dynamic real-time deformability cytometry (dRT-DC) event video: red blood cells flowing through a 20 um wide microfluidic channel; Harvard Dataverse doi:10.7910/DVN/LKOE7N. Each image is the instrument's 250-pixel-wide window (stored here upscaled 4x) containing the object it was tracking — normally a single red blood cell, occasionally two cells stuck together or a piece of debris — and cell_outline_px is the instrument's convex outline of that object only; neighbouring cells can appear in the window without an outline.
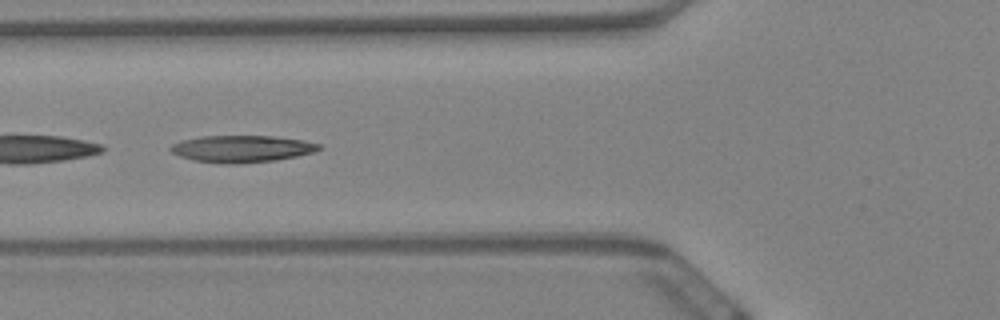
{"species": "Egyptian fruit bat (a non-hibernating species)", "species_latin": "Rousettus aegyptiacus", "temperature_condition": "warm", "stored_images_in_passage": 60, "camera_frame_rate_fps": 3000, "um_per_image_px": 0.085, "animal": {"sex": "female"}, "frame": {"image": 1, "passage_image": 23, "time_ms": 7.333, "image_size_px": [1000, 320], "cell_outline_px": [[324, 148], [316, 152], [276, 160], [240, 164], [224, 164], [192, 160], [180, 156], [172, 152], [168, 148], [172, 144], [180, 140], [200, 136], [272, 136], [304, 140], [320, 144]], "centroid_in_image_um": [20.56, 12.65], "position_along_channel_um": 105.2, "area_um2": 23.58}}
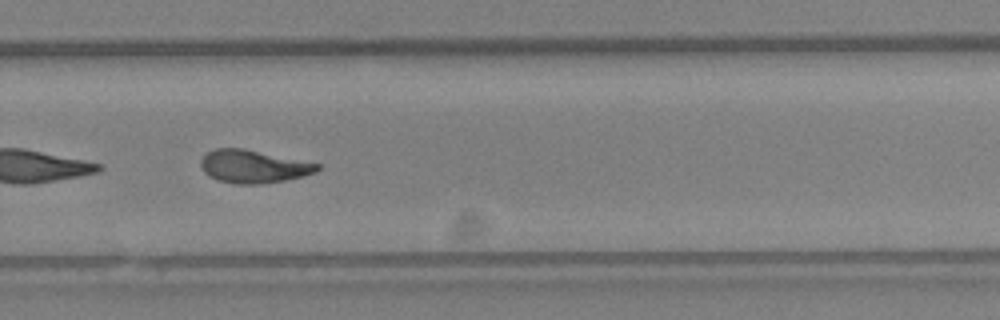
{"frame": {"image": 2, "passage_image": 41, "time_ms": 13.333, "image_size_px": [1000, 320], "cell_outline_px": [[320, 168], [316, 172], [304, 176], [264, 184], [236, 184], [216, 180], [204, 172], [200, 168], [200, 160], [208, 152], [216, 148], [244, 148], [320, 164]], "centroid_in_image_um": [21.52, 14.15], "position_along_channel_um": 308.3, "area_um2": 22.43}}
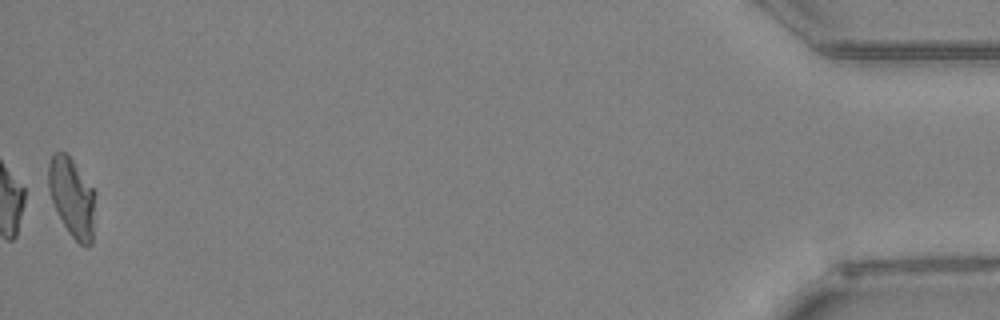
{"frame": {"image": 3, "passage_image": 60, "time_ms": 19.667, "image_size_px": [1000, 320], "cell_outline_px": [[96, 192], [92, 244], [88, 248], [80, 244], [68, 232], [52, 200], [48, 188], [48, 164], [52, 156], [56, 152], [64, 152], [72, 160]], "centroid_in_image_um": [6.15, 16.8], "position_along_channel_um": 429.1, "area_um2": 21.44}, "authors_computed_cell_mechanics": {"area_um2": 22.542, "velocity_mm_per_s": 3.3863, "shape_relaxation_time_tau1_ms": null, "shape_relaxation_time_tau2_ms": 2.8884, "deformation_change_tau1": null, "deformation_change_tau2": 0.1023}}